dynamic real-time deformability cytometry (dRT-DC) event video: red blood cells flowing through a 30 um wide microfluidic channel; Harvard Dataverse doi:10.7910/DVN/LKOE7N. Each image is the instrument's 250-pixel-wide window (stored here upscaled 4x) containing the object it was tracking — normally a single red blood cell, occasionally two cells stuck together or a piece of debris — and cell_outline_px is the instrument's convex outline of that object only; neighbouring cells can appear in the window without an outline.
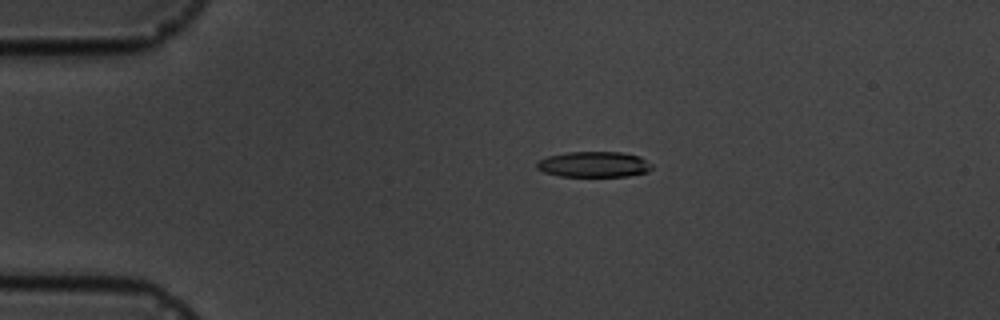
{"species": "common noctule bat (a hibernating species)", "species_latin": "Nyctalus noctula", "temperature_condition": "cold", "stored_images_in_passage": 6, "camera_frame_rate_fps": 3000, "um_per_image_px": 0.085, "animal": {"sex": "male", "body_mass_g": 19.5, "forearm_length_mm": 54.6}, "frame": {"image": 1, "passage_image": 4, "time_ms": 3.333, "image_size_px": [1000, 320], "cell_outline_px": [[652, 168], [648, 172], [628, 176], [560, 176], [544, 172], [536, 168], [536, 160], [548, 156], [568, 152], [624, 152], [640, 156], [652, 164]], "centroid_in_image_um": [50.48, 13.97], "position_along_channel_um": 34.5, "area_um2": 17.34}}
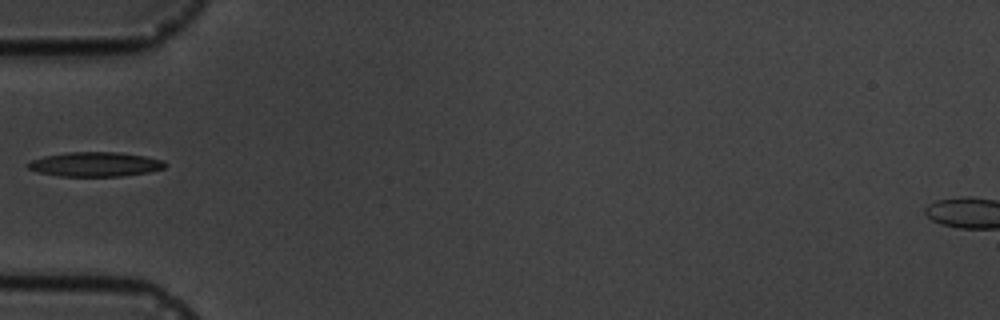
{"frame": {"image": 2, "passage_image": 6, "time_ms": 5.667, "image_size_px": [1000, 320], "cell_outline_px": [[168, 164], [164, 168], [148, 172], [120, 176], [60, 176], [40, 172], [28, 168], [28, 164], [32, 160], [44, 156], [68, 152], [116, 152], [144, 156], [164, 160]], "centroid_in_image_um": [8.13, 13.96], "position_along_channel_um": 76.9, "area_um2": 19.36}}